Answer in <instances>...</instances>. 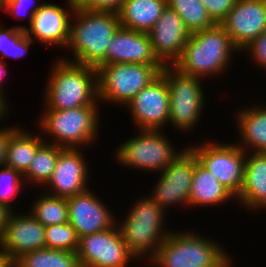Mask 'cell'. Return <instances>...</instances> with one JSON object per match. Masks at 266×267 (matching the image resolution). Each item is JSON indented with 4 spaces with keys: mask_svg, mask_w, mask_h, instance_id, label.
<instances>
[{
    "mask_svg": "<svg viewBox=\"0 0 266 267\" xmlns=\"http://www.w3.org/2000/svg\"><path fill=\"white\" fill-rule=\"evenodd\" d=\"M239 52L224 28L215 24L209 29L191 33L172 67L182 74L207 81L206 77L210 79L227 73L225 71L234 60L232 57Z\"/></svg>",
    "mask_w": 266,
    "mask_h": 267,
    "instance_id": "1",
    "label": "cell"
},
{
    "mask_svg": "<svg viewBox=\"0 0 266 267\" xmlns=\"http://www.w3.org/2000/svg\"><path fill=\"white\" fill-rule=\"evenodd\" d=\"M120 27L118 13L76 7L70 22L69 49L72 59H62L97 68L106 59L107 45ZM71 50V51H70Z\"/></svg>",
    "mask_w": 266,
    "mask_h": 267,
    "instance_id": "2",
    "label": "cell"
},
{
    "mask_svg": "<svg viewBox=\"0 0 266 267\" xmlns=\"http://www.w3.org/2000/svg\"><path fill=\"white\" fill-rule=\"evenodd\" d=\"M44 87V109L69 110L100 105L97 69L76 62L55 59Z\"/></svg>",
    "mask_w": 266,
    "mask_h": 267,
    "instance_id": "3",
    "label": "cell"
},
{
    "mask_svg": "<svg viewBox=\"0 0 266 267\" xmlns=\"http://www.w3.org/2000/svg\"><path fill=\"white\" fill-rule=\"evenodd\" d=\"M126 217L116 219L122 239L138 261H149L173 229H167V212L149 195L137 197Z\"/></svg>",
    "mask_w": 266,
    "mask_h": 267,
    "instance_id": "4",
    "label": "cell"
},
{
    "mask_svg": "<svg viewBox=\"0 0 266 267\" xmlns=\"http://www.w3.org/2000/svg\"><path fill=\"white\" fill-rule=\"evenodd\" d=\"M99 106L85 105L69 110L43 109L44 112L37 117L36 128L45 142L68 149L84 147L85 150L86 147H93L99 137L102 117Z\"/></svg>",
    "mask_w": 266,
    "mask_h": 267,
    "instance_id": "5",
    "label": "cell"
},
{
    "mask_svg": "<svg viewBox=\"0 0 266 267\" xmlns=\"http://www.w3.org/2000/svg\"><path fill=\"white\" fill-rule=\"evenodd\" d=\"M192 230H172L149 260L152 267H216L229 252L220 242ZM207 238V239H206Z\"/></svg>",
    "mask_w": 266,
    "mask_h": 267,
    "instance_id": "6",
    "label": "cell"
},
{
    "mask_svg": "<svg viewBox=\"0 0 266 267\" xmlns=\"http://www.w3.org/2000/svg\"><path fill=\"white\" fill-rule=\"evenodd\" d=\"M137 131L115 148V161L124 168L160 173L186 148L175 149L165 130Z\"/></svg>",
    "mask_w": 266,
    "mask_h": 267,
    "instance_id": "7",
    "label": "cell"
},
{
    "mask_svg": "<svg viewBox=\"0 0 266 267\" xmlns=\"http://www.w3.org/2000/svg\"><path fill=\"white\" fill-rule=\"evenodd\" d=\"M164 65L112 63L97 69L98 100L123 108L144 87L156 79Z\"/></svg>",
    "mask_w": 266,
    "mask_h": 267,
    "instance_id": "8",
    "label": "cell"
},
{
    "mask_svg": "<svg viewBox=\"0 0 266 267\" xmlns=\"http://www.w3.org/2000/svg\"><path fill=\"white\" fill-rule=\"evenodd\" d=\"M161 74L166 78L169 94V124L181 134L198 127L207 97L203 79L180 73L172 66H164Z\"/></svg>",
    "mask_w": 266,
    "mask_h": 267,
    "instance_id": "9",
    "label": "cell"
},
{
    "mask_svg": "<svg viewBox=\"0 0 266 267\" xmlns=\"http://www.w3.org/2000/svg\"><path fill=\"white\" fill-rule=\"evenodd\" d=\"M196 144L188 147L198 162L237 197L243 186L246 152L236 142H214L208 139Z\"/></svg>",
    "mask_w": 266,
    "mask_h": 267,
    "instance_id": "10",
    "label": "cell"
},
{
    "mask_svg": "<svg viewBox=\"0 0 266 267\" xmlns=\"http://www.w3.org/2000/svg\"><path fill=\"white\" fill-rule=\"evenodd\" d=\"M76 254L81 267H128L137 260L116 224L102 232L79 237Z\"/></svg>",
    "mask_w": 266,
    "mask_h": 267,
    "instance_id": "11",
    "label": "cell"
},
{
    "mask_svg": "<svg viewBox=\"0 0 266 267\" xmlns=\"http://www.w3.org/2000/svg\"><path fill=\"white\" fill-rule=\"evenodd\" d=\"M198 162L187 146L184 151L158 175L149 195L166 212L178 205L189 207V192L195 165ZM183 204V205H182ZM175 205V206H174Z\"/></svg>",
    "mask_w": 266,
    "mask_h": 267,
    "instance_id": "12",
    "label": "cell"
},
{
    "mask_svg": "<svg viewBox=\"0 0 266 267\" xmlns=\"http://www.w3.org/2000/svg\"><path fill=\"white\" fill-rule=\"evenodd\" d=\"M169 104V87L160 74L124 107L129 110L136 130H164L169 122Z\"/></svg>",
    "mask_w": 266,
    "mask_h": 267,
    "instance_id": "13",
    "label": "cell"
},
{
    "mask_svg": "<svg viewBox=\"0 0 266 267\" xmlns=\"http://www.w3.org/2000/svg\"><path fill=\"white\" fill-rule=\"evenodd\" d=\"M65 2V8L54 2H43L34 13L31 24L25 29L26 35L47 48L64 49L69 40L71 18L76 9V1Z\"/></svg>",
    "mask_w": 266,
    "mask_h": 267,
    "instance_id": "14",
    "label": "cell"
},
{
    "mask_svg": "<svg viewBox=\"0 0 266 267\" xmlns=\"http://www.w3.org/2000/svg\"><path fill=\"white\" fill-rule=\"evenodd\" d=\"M21 213L10 212L0 241V249L11 265L27 252L46 248L45 226L28 211Z\"/></svg>",
    "mask_w": 266,
    "mask_h": 267,
    "instance_id": "15",
    "label": "cell"
},
{
    "mask_svg": "<svg viewBox=\"0 0 266 267\" xmlns=\"http://www.w3.org/2000/svg\"><path fill=\"white\" fill-rule=\"evenodd\" d=\"M86 161L82 148H63L58 155L53 174L43 187L45 189L43 191L64 198L85 192L90 185L88 180L91 179L88 169L90 162Z\"/></svg>",
    "mask_w": 266,
    "mask_h": 267,
    "instance_id": "16",
    "label": "cell"
},
{
    "mask_svg": "<svg viewBox=\"0 0 266 267\" xmlns=\"http://www.w3.org/2000/svg\"><path fill=\"white\" fill-rule=\"evenodd\" d=\"M88 188L85 192L67 198L68 222L78 237L99 233L116 224V215L104 200Z\"/></svg>",
    "mask_w": 266,
    "mask_h": 267,
    "instance_id": "17",
    "label": "cell"
},
{
    "mask_svg": "<svg viewBox=\"0 0 266 267\" xmlns=\"http://www.w3.org/2000/svg\"><path fill=\"white\" fill-rule=\"evenodd\" d=\"M220 25L241 52L266 31V0H236Z\"/></svg>",
    "mask_w": 266,
    "mask_h": 267,
    "instance_id": "18",
    "label": "cell"
},
{
    "mask_svg": "<svg viewBox=\"0 0 266 267\" xmlns=\"http://www.w3.org/2000/svg\"><path fill=\"white\" fill-rule=\"evenodd\" d=\"M148 34L155 56L164 66H172L181 55L191 32L176 11L167 5Z\"/></svg>",
    "mask_w": 266,
    "mask_h": 267,
    "instance_id": "19",
    "label": "cell"
},
{
    "mask_svg": "<svg viewBox=\"0 0 266 267\" xmlns=\"http://www.w3.org/2000/svg\"><path fill=\"white\" fill-rule=\"evenodd\" d=\"M135 63L163 65L155 56L148 33L119 27L107 45L106 59L100 65Z\"/></svg>",
    "mask_w": 266,
    "mask_h": 267,
    "instance_id": "20",
    "label": "cell"
},
{
    "mask_svg": "<svg viewBox=\"0 0 266 267\" xmlns=\"http://www.w3.org/2000/svg\"><path fill=\"white\" fill-rule=\"evenodd\" d=\"M236 201L247 212L266 209V153L246 152L243 186Z\"/></svg>",
    "mask_w": 266,
    "mask_h": 267,
    "instance_id": "21",
    "label": "cell"
},
{
    "mask_svg": "<svg viewBox=\"0 0 266 267\" xmlns=\"http://www.w3.org/2000/svg\"><path fill=\"white\" fill-rule=\"evenodd\" d=\"M257 102L235 112L236 144L245 152L266 153V104Z\"/></svg>",
    "mask_w": 266,
    "mask_h": 267,
    "instance_id": "22",
    "label": "cell"
},
{
    "mask_svg": "<svg viewBox=\"0 0 266 267\" xmlns=\"http://www.w3.org/2000/svg\"><path fill=\"white\" fill-rule=\"evenodd\" d=\"M231 200L236 204V197L211 172L197 162L189 192V207L195 209L202 206L219 207Z\"/></svg>",
    "mask_w": 266,
    "mask_h": 267,
    "instance_id": "23",
    "label": "cell"
},
{
    "mask_svg": "<svg viewBox=\"0 0 266 267\" xmlns=\"http://www.w3.org/2000/svg\"><path fill=\"white\" fill-rule=\"evenodd\" d=\"M166 6L167 0H123L117 12L120 27L149 33Z\"/></svg>",
    "mask_w": 266,
    "mask_h": 267,
    "instance_id": "24",
    "label": "cell"
},
{
    "mask_svg": "<svg viewBox=\"0 0 266 267\" xmlns=\"http://www.w3.org/2000/svg\"><path fill=\"white\" fill-rule=\"evenodd\" d=\"M27 130L18 124L11 133L4 164L22 175L30 166L37 149L45 142L38 130L35 129L32 133Z\"/></svg>",
    "mask_w": 266,
    "mask_h": 267,
    "instance_id": "25",
    "label": "cell"
},
{
    "mask_svg": "<svg viewBox=\"0 0 266 267\" xmlns=\"http://www.w3.org/2000/svg\"><path fill=\"white\" fill-rule=\"evenodd\" d=\"M63 148L44 142L36 151L27 171L23 174L26 185L43 188L50 180L58 155ZM37 185V186H36Z\"/></svg>",
    "mask_w": 266,
    "mask_h": 267,
    "instance_id": "26",
    "label": "cell"
},
{
    "mask_svg": "<svg viewBox=\"0 0 266 267\" xmlns=\"http://www.w3.org/2000/svg\"><path fill=\"white\" fill-rule=\"evenodd\" d=\"M30 207L29 213L41 224L52 226L68 222L67 198L50 195L42 190Z\"/></svg>",
    "mask_w": 266,
    "mask_h": 267,
    "instance_id": "27",
    "label": "cell"
},
{
    "mask_svg": "<svg viewBox=\"0 0 266 267\" xmlns=\"http://www.w3.org/2000/svg\"><path fill=\"white\" fill-rule=\"evenodd\" d=\"M11 267H81L76 252L38 249L20 256Z\"/></svg>",
    "mask_w": 266,
    "mask_h": 267,
    "instance_id": "28",
    "label": "cell"
},
{
    "mask_svg": "<svg viewBox=\"0 0 266 267\" xmlns=\"http://www.w3.org/2000/svg\"><path fill=\"white\" fill-rule=\"evenodd\" d=\"M167 5L176 11L191 33L215 25L201 0H167Z\"/></svg>",
    "mask_w": 266,
    "mask_h": 267,
    "instance_id": "29",
    "label": "cell"
},
{
    "mask_svg": "<svg viewBox=\"0 0 266 267\" xmlns=\"http://www.w3.org/2000/svg\"><path fill=\"white\" fill-rule=\"evenodd\" d=\"M26 28L25 25H14L8 28L5 24H0V60L5 61L4 57L20 59L28 54L34 41L26 35Z\"/></svg>",
    "mask_w": 266,
    "mask_h": 267,
    "instance_id": "30",
    "label": "cell"
},
{
    "mask_svg": "<svg viewBox=\"0 0 266 267\" xmlns=\"http://www.w3.org/2000/svg\"><path fill=\"white\" fill-rule=\"evenodd\" d=\"M0 169V204L13 212L14 207L17 206L15 198L21 196L22 190L27 187L20 172L6 165L0 166Z\"/></svg>",
    "mask_w": 266,
    "mask_h": 267,
    "instance_id": "31",
    "label": "cell"
},
{
    "mask_svg": "<svg viewBox=\"0 0 266 267\" xmlns=\"http://www.w3.org/2000/svg\"><path fill=\"white\" fill-rule=\"evenodd\" d=\"M44 236L48 249L77 252L79 237L69 222L46 226Z\"/></svg>",
    "mask_w": 266,
    "mask_h": 267,
    "instance_id": "32",
    "label": "cell"
},
{
    "mask_svg": "<svg viewBox=\"0 0 266 267\" xmlns=\"http://www.w3.org/2000/svg\"><path fill=\"white\" fill-rule=\"evenodd\" d=\"M42 4L43 2L40 3L38 0H12L6 3L0 9V12L10 14V17L12 15L17 20H20V17L22 19L23 16L24 19L27 17L29 26L31 24L34 13L41 7Z\"/></svg>",
    "mask_w": 266,
    "mask_h": 267,
    "instance_id": "33",
    "label": "cell"
},
{
    "mask_svg": "<svg viewBox=\"0 0 266 267\" xmlns=\"http://www.w3.org/2000/svg\"><path fill=\"white\" fill-rule=\"evenodd\" d=\"M241 52L248 54L254 65L266 71V31L255 38Z\"/></svg>",
    "mask_w": 266,
    "mask_h": 267,
    "instance_id": "34",
    "label": "cell"
},
{
    "mask_svg": "<svg viewBox=\"0 0 266 267\" xmlns=\"http://www.w3.org/2000/svg\"><path fill=\"white\" fill-rule=\"evenodd\" d=\"M215 24H220L234 7L236 0H201Z\"/></svg>",
    "mask_w": 266,
    "mask_h": 267,
    "instance_id": "35",
    "label": "cell"
},
{
    "mask_svg": "<svg viewBox=\"0 0 266 267\" xmlns=\"http://www.w3.org/2000/svg\"><path fill=\"white\" fill-rule=\"evenodd\" d=\"M123 0H76V7L90 11L118 12Z\"/></svg>",
    "mask_w": 266,
    "mask_h": 267,
    "instance_id": "36",
    "label": "cell"
},
{
    "mask_svg": "<svg viewBox=\"0 0 266 267\" xmlns=\"http://www.w3.org/2000/svg\"><path fill=\"white\" fill-rule=\"evenodd\" d=\"M17 124L0 127V166H3L6 161L7 146L11 133L17 128Z\"/></svg>",
    "mask_w": 266,
    "mask_h": 267,
    "instance_id": "37",
    "label": "cell"
},
{
    "mask_svg": "<svg viewBox=\"0 0 266 267\" xmlns=\"http://www.w3.org/2000/svg\"><path fill=\"white\" fill-rule=\"evenodd\" d=\"M7 64L3 61V60H0V97L8 104L10 105V101L9 100H6L7 99V95L4 96L6 93L4 92L5 90L3 89L4 85L2 82H5L3 81V79L9 75L8 74V71H7Z\"/></svg>",
    "mask_w": 266,
    "mask_h": 267,
    "instance_id": "38",
    "label": "cell"
},
{
    "mask_svg": "<svg viewBox=\"0 0 266 267\" xmlns=\"http://www.w3.org/2000/svg\"><path fill=\"white\" fill-rule=\"evenodd\" d=\"M9 214H10V211L0 204V241L2 238L4 227L6 225Z\"/></svg>",
    "mask_w": 266,
    "mask_h": 267,
    "instance_id": "39",
    "label": "cell"
},
{
    "mask_svg": "<svg viewBox=\"0 0 266 267\" xmlns=\"http://www.w3.org/2000/svg\"><path fill=\"white\" fill-rule=\"evenodd\" d=\"M234 259L232 258V255H228L220 264H218L216 267H233Z\"/></svg>",
    "mask_w": 266,
    "mask_h": 267,
    "instance_id": "40",
    "label": "cell"
},
{
    "mask_svg": "<svg viewBox=\"0 0 266 267\" xmlns=\"http://www.w3.org/2000/svg\"><path fill=\"white\" fill-rule=\"evenodd\" d=\"M0 267H11V264L6 259V256L4 255L1 249H0Z\"/></svg>",
    "mask_w": 266,
    "mask_h": 267,
    "instance_id": "41",
    "label": "cell"
},
{
    "mask_svg": "<svg viewBox=\"0 0 266 267\" xmlns=\"http://www.w3.org/2000/svg\"><path fill=\"white\" fill-rule=\"evenodd\" d=\"M12 0H0V9L8 2H10Z\"/></svg>",
    "mask_w": 266,
    "mask_h": 267,
    "instance_id": "42",
    "label": "cell"
}]
</instances>
